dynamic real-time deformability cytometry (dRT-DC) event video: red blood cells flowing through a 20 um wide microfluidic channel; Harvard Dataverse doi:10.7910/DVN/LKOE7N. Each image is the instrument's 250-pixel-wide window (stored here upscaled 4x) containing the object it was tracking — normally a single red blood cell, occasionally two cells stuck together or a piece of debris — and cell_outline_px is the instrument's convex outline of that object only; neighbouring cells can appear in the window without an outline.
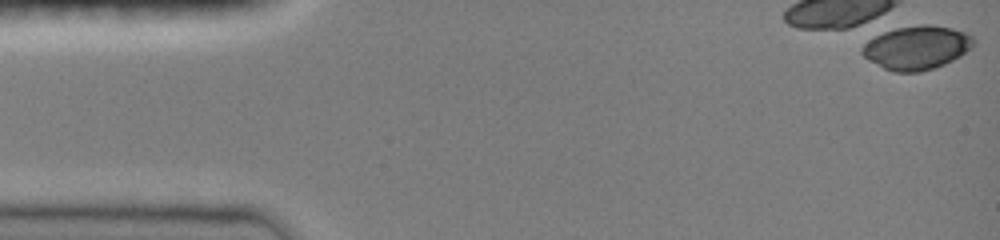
{"species": "common noctule bat (a hibernating species)", "species_latin": "Nyctalus noctula", "temperature_condition": "room temperature", "stored_images_in_passage": 1, "camera_frame_rate_fps": 3000, "um_per_image_px": 0.085, "animal": {"sex": "female", "body_mass_g": 19.0, "forearm_length_mm": 51.5}, "frame": {"image": 1, "passage_image": 1, "time_ms": 0.0, "image_size_px": [1000, 240], "cell_outline_px": [[976, 40], [972, 48], [960, 56], [944, 64], [920, 72], [892, 72], [868, 60], [860, 52], [860, 48], [868, 40], [884, 32], [896, 28], [920, 24], [932, 24], [952, 28], [964, 32], [972, 36]], "centroid_in_image_um": [77.93, 4.04], "position_along_channel_um": 7.1, "area_um2": 28.44}}